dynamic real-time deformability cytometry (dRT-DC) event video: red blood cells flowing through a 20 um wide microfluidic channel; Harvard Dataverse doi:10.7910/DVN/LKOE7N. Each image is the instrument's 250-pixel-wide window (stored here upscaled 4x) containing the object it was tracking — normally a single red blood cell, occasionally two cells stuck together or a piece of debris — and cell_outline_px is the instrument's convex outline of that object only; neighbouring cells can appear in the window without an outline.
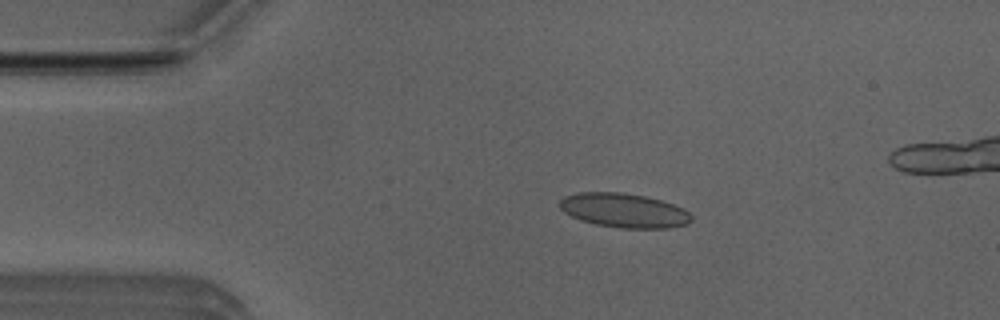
{"species": "Egyptian fruit bat (a non-hibernating species)", "species_latin": "Rousettus aegyptiacus", "temperature_condition": "room temperature", "stored_images_in_passage": 5, "camera_frame_rate_fps": 3000, "um_per_image_px": 0.085, "animal": {"sex": "male"}, "frame": {"image": 1, "passage_image": 3, "time_ms": 0.667, "image_size_px": [1000, 320], "cell_outline_px": [[692, 220], [688, 224], [668, 228], [620, 228], [596, 224], [580, 220], [564, 212], [560, 208], [560, 200], [564, 196], [580, 192], [620, 192], [644, 196], [660, 200], [672, 204], [688, 212], [692, 216]], "centroid_in_image_um": [53.02, 17.89], "position_along_channel_um": 32.0, "area_um2": 26.13}}